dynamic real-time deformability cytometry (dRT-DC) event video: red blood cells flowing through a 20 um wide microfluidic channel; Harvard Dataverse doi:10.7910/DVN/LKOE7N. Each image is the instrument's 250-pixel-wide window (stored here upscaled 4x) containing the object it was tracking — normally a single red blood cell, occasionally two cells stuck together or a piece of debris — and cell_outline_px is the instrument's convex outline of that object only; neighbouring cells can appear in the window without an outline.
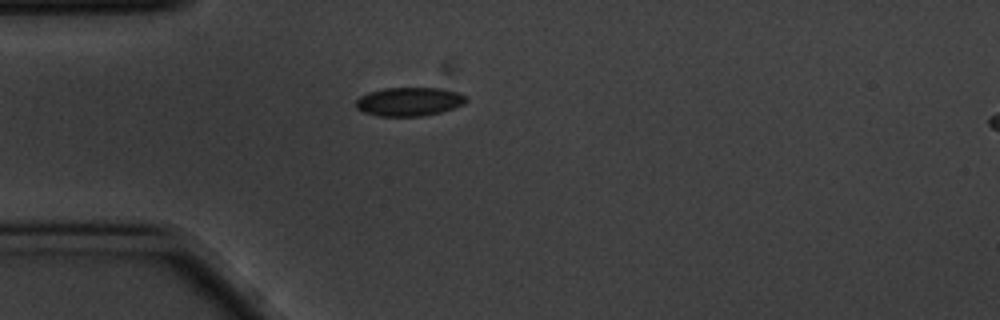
{"species": "common noctule bat (a hibernating species)", "species_latin": "Nyctalus noctula", "temperature_condition": "cold", "stored_images_in_passage": 43, "camera_frame_rate_fps": 3000, "um_per_image_px": 0.085, "animal": {"sex": "male", "body_mass_g": 20.1, "forearm_length_mm": 53.5}, "frame": {"image": 1, "passage_image": 1, "time_ms": 0.0, "image_size_px": [1000, 320], "cell_outline_px": [[468, 100], [464, 104], [440, 112], [420, 116], [376, 116], [364, 112], [356, 108], [356, 100], [360, 96], [368, 92], [384, 88], [440, 88], [460, 92]], "centroid_in_image_um": [34.76, 8.63], "position_along_channel_um": 50.2, "area_um2": 18.44}}
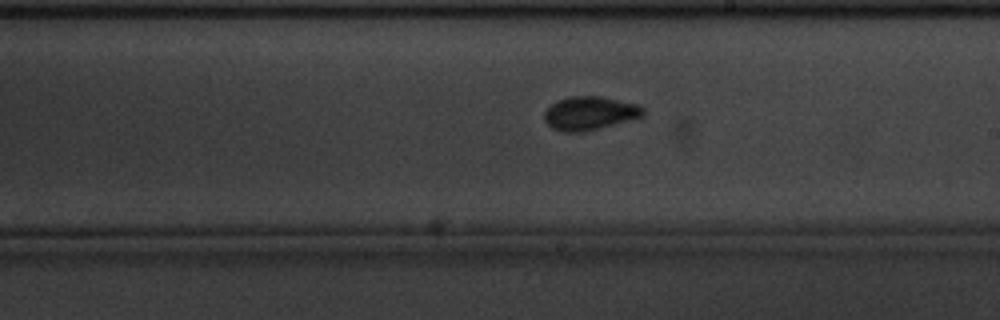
{"frame": {"image": 2, "passage_image": 18, "time_ms": 5.667, "image_size_px": [1000, 320], "cell_outline_px": [[648, 112], [644, 116], [588, 132], [564, 132], [552, 128], [544, 120], [544, 112], [556, 100], [568, 96], [600, 96], [636, 104], [644, 108]], "centroid_in_image_um": [50.14, 9.63], "position_along_channel_um": 238.9, "area_um2": 19.59}}
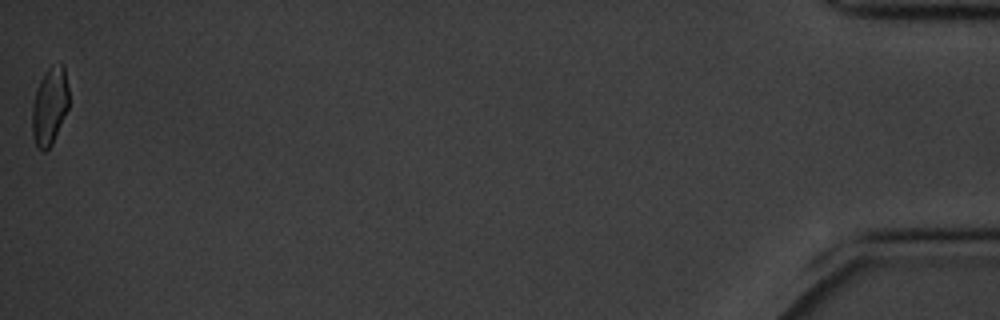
{"frame": {"image": 3, "passage_image": 43, "time_ms": 14.0, "image_size_px": [1000, 320], "cell_outline_px": [[68, 108], [52, 144], [44, 152], [36, 148], [32, 136], [32, 104], [36, 88], [44, 72], [48, 68], [60, 64], [64, 64], [68, 88]], "centroid_in_image_um": [4.2, 9.04], "position_along_channel_um": 431.0, "area_um2": 16.7}, "authors_computed_cell_mechanics": {"area_um2": 18.0336, "velocity_mm_per_s": 3.4827, "shape_relaxation_time_tau1_ms": 3.1166, "shape_relaxation_time_tau2_ms": null, "deformation_change_tau1": 0.0835, "deformation_change_tau2": null}}